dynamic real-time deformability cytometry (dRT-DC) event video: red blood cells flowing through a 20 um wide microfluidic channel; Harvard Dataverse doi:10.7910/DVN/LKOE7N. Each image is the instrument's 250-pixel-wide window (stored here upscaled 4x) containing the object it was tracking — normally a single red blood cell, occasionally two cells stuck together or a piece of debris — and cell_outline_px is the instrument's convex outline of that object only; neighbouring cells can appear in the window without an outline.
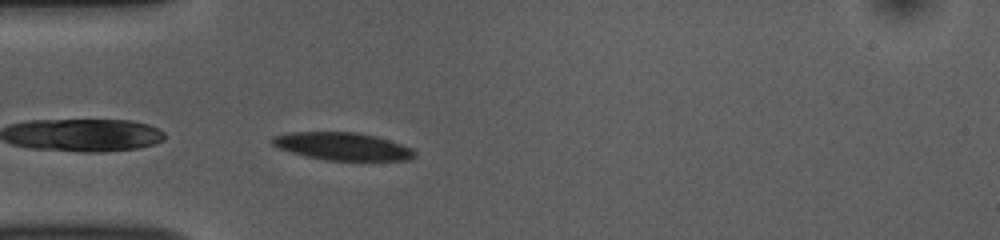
{"species": "common noctule bat (a hibernating species)", "species_latin": "Nyctalus noctula", "temperature_condition": "room temperature", "stored_images_in_passage": 40, "camera_frame_rate_fps": 3000, "um_per_image_px": 0.085, "animal": {"sex": "female", "body_mass_g": 10.0, "forearm_length_mm": 53.1}, "frame": {"image": 1, "passage_image": 1, "time_ms": 0.0, "image_size_px": [1000, 240], "cell_outline_px": [[416, 156], [408, 160], [328, 160], [308, 156], [292, 152], [280, 148], [272, 144], [272, 136], [292, 132], [356, 132], [376, 136], [412, 148], [416, 152]], "centroid_in_image_um": [29.14, 12.43], "position_along_channel_um": 55.9, "area_um2": 22.66}}
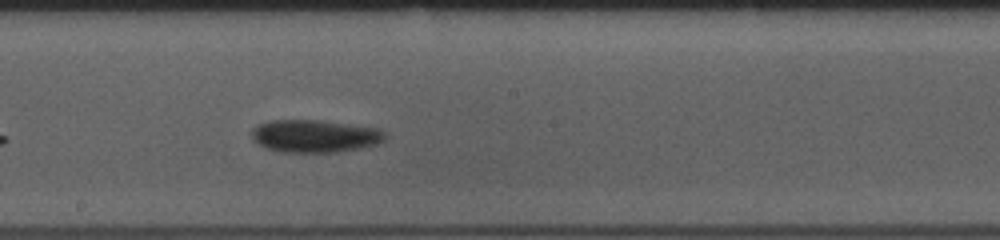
{"frame": {"image": 2, "passage_image": 15, "time_ms": 4.667, "image_size_px": [1000, 240], "cell_outline_px": [[388, 136], [384, 140], [376, 144], [360, 148], [332, 152], [280, 152], [264, 148], [252, 140], [252, 128], [256, 124], [272, 120], [320, 120], [376, 128], [388, 132]], "centroid_in_image_um": [26.73, 11.56], "position_along_channel_um": 221.5, "area_um2": 25.55}}
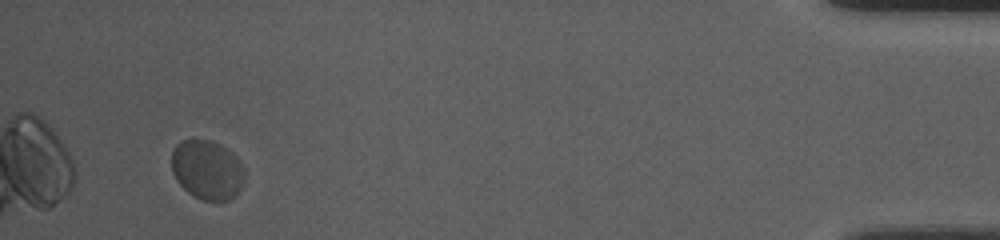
{"frame": {"image": 3, "passage_image": 37, "time_ms": 12.0, "image_size_px": [1000, 240], "cell_outline_px": [[244, 180], [236, 196], [228, 200], [200, 200], [188, 192], [176, 180], [172, 172], [172, 148], [180, 140], [212, 140], [220, 144], [232, 152], [240, 160], [244, 168]], "centroid_in_image_um": [17.61, 14.42], "position_along_channel_um": 417.6, "area_um2": 25.49}, "authors_computed_cell_mechanics": {"area_um2": 24.9696, "velocity_mm_per_s": 3.6629, "shape_relaxation_time_tau1_ms": 5.5674, "shape_relaxation_time_tau2_ms": null, "deformation_change_tau1": 0.0828, "deformation_change_tau2": null}}